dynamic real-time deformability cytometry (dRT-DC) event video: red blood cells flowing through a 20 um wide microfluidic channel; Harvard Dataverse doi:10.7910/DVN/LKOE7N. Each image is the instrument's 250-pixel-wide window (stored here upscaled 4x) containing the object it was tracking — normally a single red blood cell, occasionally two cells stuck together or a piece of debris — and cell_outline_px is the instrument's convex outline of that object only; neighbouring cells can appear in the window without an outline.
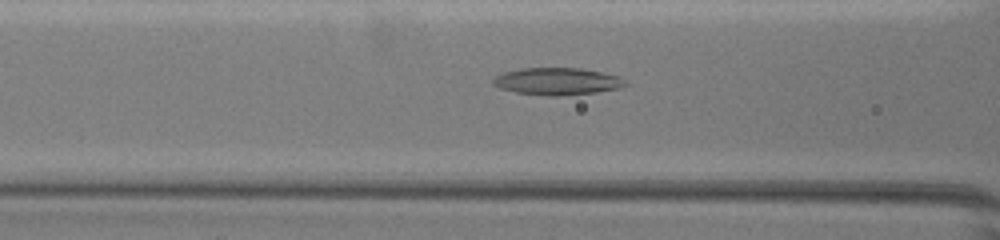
{"species": "common noctule bat (a hibernating species)", "species_latin": "Nyctalus noctula", "temperature_condition": "warm", "stored_images_in_passage": 38, "camera_frame_rate_fps": 3000, "um_per_image_px": 0.085, "animal": {"sex": "female", "body_mass_g": 19.5, "forearm_length_mm": 54.1}, "frame": {"image": 1, "passage_image": 7, "time_ms": 2.0, "image_size_px": [1000, 240], "cell_outline_px": [[628, 84], [616, 88], [596, 92], [560, 96], [548, 96], [516, 92], [500, 88], [492, 84], [492, 80], [496, 76], [504, 72], [520, 68], [580, 68], [620, 76]], "centroid_in_image_um": [47.33, 6.91], "position_along_channel_um": 119.3, "area_um2": 20.81}}
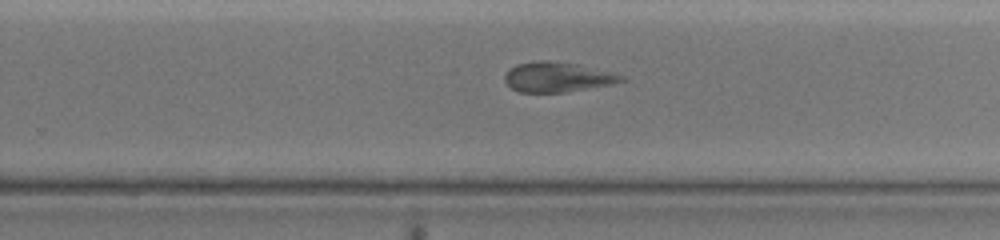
{"frame": {"image": 2, "passage_image": 20, "time_ms": 6.333, "image_size_px": [1000, 240], "cell_outline_px": [[624, 80], [608, 84], [568, 92], [520, 92], [512, 88], [504, 80], [504, 76], [508, 68], [516, 64], [536, 60], [548, 60], [580, 64], [624, 76]], "centroid_in_image_um": [47.3, 6.53], "position_along_channel_um": 282.5, "area_um2": 20.23}}
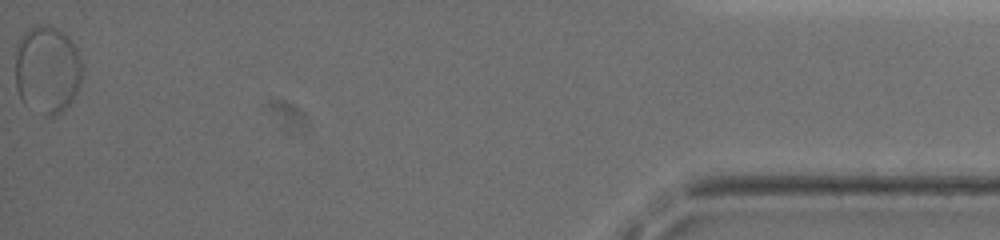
{"frame": {"image": 3, "passage_image": 38, "time_ms": 12.333, "image_size_px": [1000, 240], "cell_outline_px": [[84, 68], [80, 84], [72, 100], [60, 112], [52, 116], [44, 116], [24, 104], [16, 88], [16, 56], [20, 36], [24, 32], [40, 24], [48, 24], [64, 32], [68, 36], [76, 48], [80, 56]], "centroid_in_image_um": [4.03, 5.91], "position_along_channel_um": 431.2, "area_um2": 34.56}}